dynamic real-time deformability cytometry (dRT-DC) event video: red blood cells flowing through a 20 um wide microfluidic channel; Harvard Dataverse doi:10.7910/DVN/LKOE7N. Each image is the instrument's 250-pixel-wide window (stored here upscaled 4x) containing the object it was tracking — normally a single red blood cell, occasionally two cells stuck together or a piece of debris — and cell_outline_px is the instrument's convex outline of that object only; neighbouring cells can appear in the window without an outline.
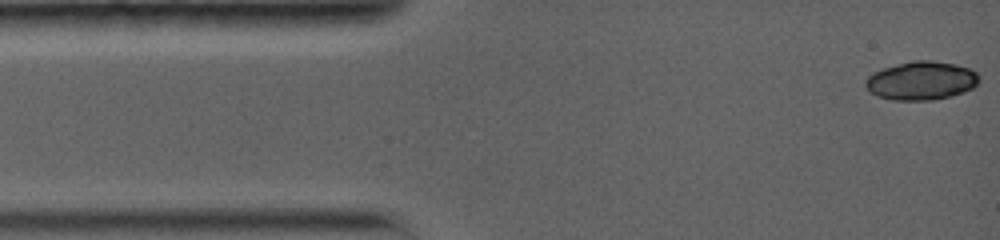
{"species": "common noctule bat (a hibernating species)", "species_latin": "Nyctalus noctula", "temperature_condition": "warm", "stored_images_in_passage": 6, "camera_frame_rate_fps": 5000, "um_per_image_px": 0.085, "animal": {"sex": "female", "body_mass_g": 19.0, "forearm_length_mm": 56.7}, "frame": {"image": 1, "passage_image": 1, "time_ms": 0.0, "image_size_px": [1000, 240], "cell_outline_px": [[980, 80], [972, 88], [948, 96], [928, 100], [896, 100], [880, 96], [872, 92], [864, 84], [864, 80], [872, 72], [884, 68], [912, 60], [932, 60], [956, 64], [968, 68], [976, 72], [980, 76]], "centroid_in_image_um": [78.31, 6.83], "position_along_channel_um": 6.7, "area_um2": 25.2}}
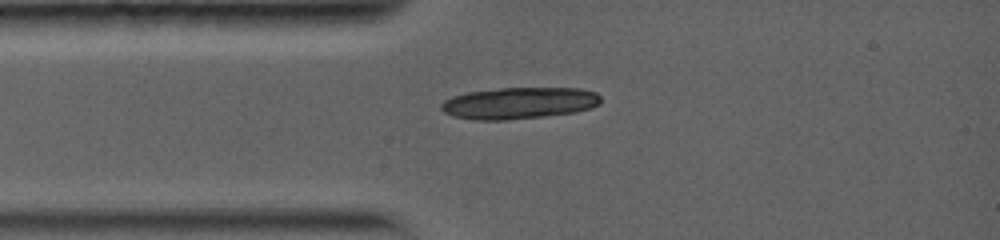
{"frame": {"image": 2, "passage_image": 6, "time_ms": 2.8, "image_size_px": [1000, 240], "cell_outline_px": [[600, 104], [592, 108], [576, 112], [544, 116], [508, 120], [476, 120], [452, 116], [444, 112], [440, 108], [440, 104], [444, 100], [452, 96], [468, 92], [500, 88], [580, 88], [596, 92], [600, 96]], "centroid_in_image_um": [44.12, 8.76], "position_along_channel_um": 40.9, "area_um2": 29.59}}